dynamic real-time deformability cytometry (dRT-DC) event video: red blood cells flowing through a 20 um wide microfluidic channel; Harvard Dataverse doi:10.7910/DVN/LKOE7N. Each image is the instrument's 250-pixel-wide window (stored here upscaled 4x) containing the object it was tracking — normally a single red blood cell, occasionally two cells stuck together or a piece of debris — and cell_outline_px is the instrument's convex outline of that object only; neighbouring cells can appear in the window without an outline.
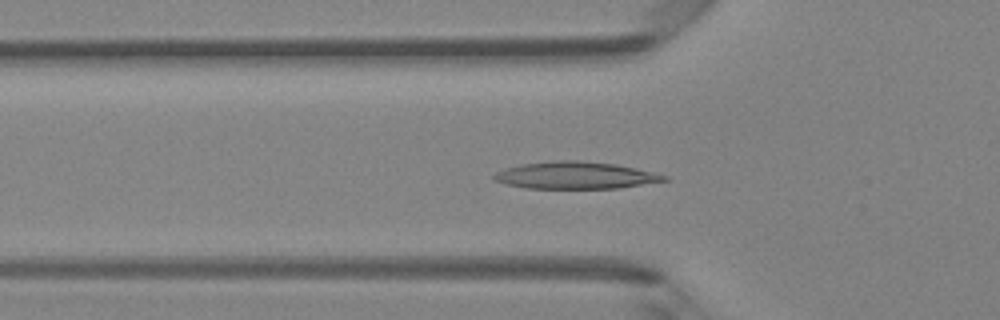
{"species": "Egyptian fruit bat (a non-hibernating species)", "species_latin": "Rousettus aegyptiacus", "temperature_condition": "room temperature", "stored_images_in_passage": 42, "camera_frame_rate_fps": 3000, "um_per_image_px": 0.085, "animal": {"sex": "female"}, "frame": {"image": 1, "passage_image": 9, "time_ms": 2.667, "image_size_px": [1000, 320], "cell_outline_px": [[668, 180], [616, 188], [524, 188], [492, 180], [492, 176], [496, 172], [520, 164], [552, 160], [576, 160], [616, 164], [636, 168], [668, 176]], "centroid_in_image_um": [48.88, 14.89], "position_along_channel_um": 76.9, "area_um2": 26.7}}
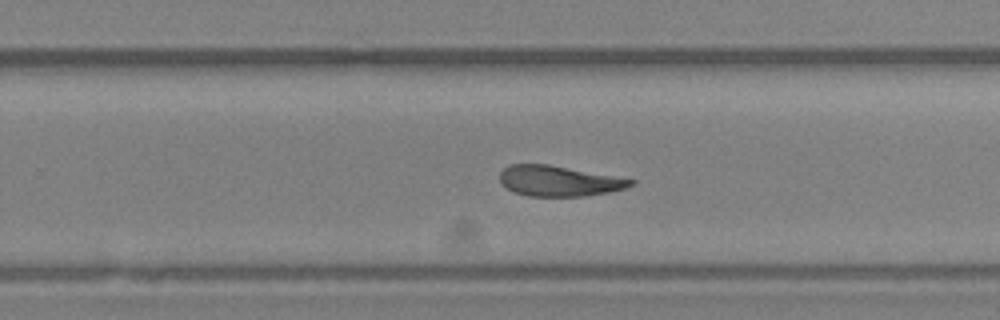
{"frame": {"image": 2, "passage_image": 24, "time_ms": 7.667, "image_size_px": [1000, 320], "cell_outline_px": [[636, 184], [624, 188], [608, 192], [584, 196], [528, 196], [512, 192], [500, 184], [500, 172], [508, 164], [548, 164], [636, 180]], "centroid_in_image_um": [47.46, 15.38], "position_along_channel_um": 282.3, "area_um2": 23.29}}
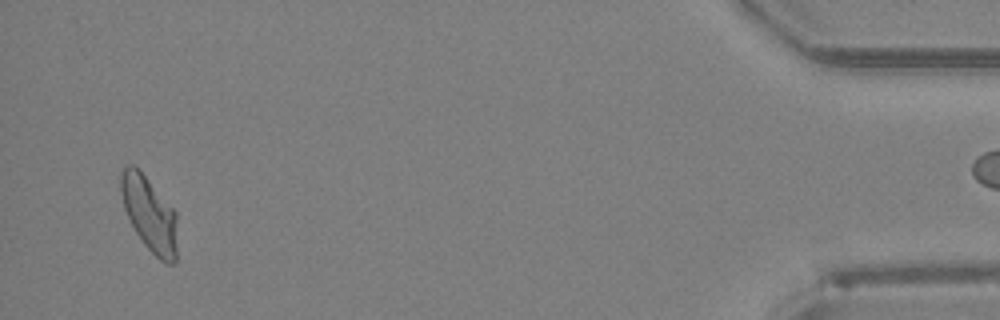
{"frame": {"image": 3, "passage_image": 40, "time_ms": 13.0, "image_size_px": [1000, 320], "cell_outline_px": [[176, 264], [164, 264], [144, 244], [136, 232], [124, 208], [120, 192], [120, 176], [124, 168], [128, 164], [132, 164], [144, 176], [176, 212]], "centroid_in_image_um": [12.7, 18.23], "position_along_channel_um": 422.5, "area_um2": 24.1}, "authors_computed_cell_mechanics": {"area_um2": 24.5939, "velocity_mm_per_s": 4.1328, "shape_relaxation_time_tau1_ms": null, "shape_relaxation_time_tau2_ms": 9.6442, "deformation_change_tau1": null, "deformation_change_tau2": 0.1555}}